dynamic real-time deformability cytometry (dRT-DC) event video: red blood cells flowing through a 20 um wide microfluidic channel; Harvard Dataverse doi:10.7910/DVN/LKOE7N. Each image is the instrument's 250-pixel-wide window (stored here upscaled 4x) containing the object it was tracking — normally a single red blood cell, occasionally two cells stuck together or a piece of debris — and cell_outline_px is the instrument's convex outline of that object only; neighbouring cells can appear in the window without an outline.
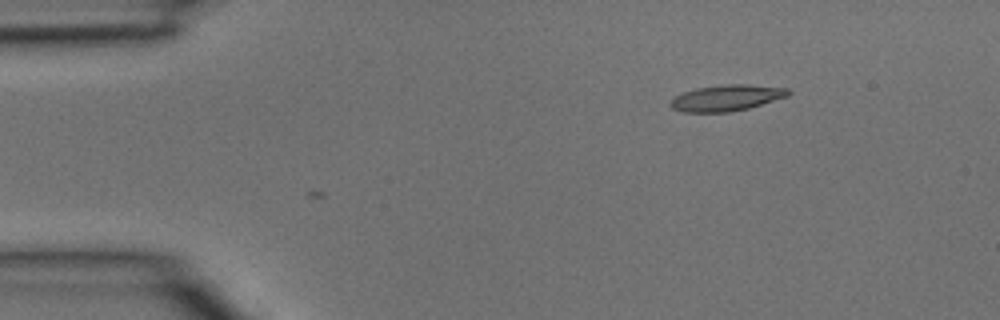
{"species": "common noctule bat (a hibernating species)", "species_latin": "Nyctalus noctula", "temperature_condition": "room temperature", "stored_images_in_passage": 9, "camera_frame_rate_fps": 3000, "um_per_image_px": 0.085, "animal": {"sex": "male", "body_mass_g": 15.6}, "frame": {"image": 1, "passage_image": 9, "time_ms": 2.667, "image_size_px": [1000, 320], "cell_outline_px": [[792, 92], [788, 96], [748, 108], [728, 112], [684, 112], [672, 108], [668, 104], [672, 96], [696, 88], [728, 84], [748, 84], [788, 88]], "centroid_in_image_um": [61.73, 8.31], "position_along_channel_um": 23.3, "area_um2": 17.98}}